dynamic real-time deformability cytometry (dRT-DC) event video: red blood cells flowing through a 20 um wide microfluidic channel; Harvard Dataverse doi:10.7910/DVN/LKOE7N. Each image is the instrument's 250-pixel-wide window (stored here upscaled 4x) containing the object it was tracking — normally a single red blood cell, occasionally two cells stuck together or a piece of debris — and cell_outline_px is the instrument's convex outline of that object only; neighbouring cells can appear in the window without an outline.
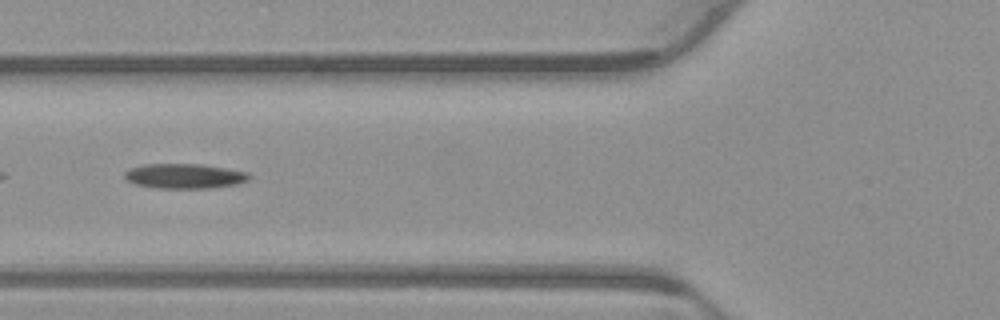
{"species": "common noctule bat (a hibernating species)", "species_latin": "Nyctalus noctula", "temperature_condition": "warm", "stored_images_in_passage": 31, "camera_frame_rate_fps": 3000, "um_per_image_px": 0.085, "animal": {"sex": "male", "body_mass_g": 23.1, "forearm_length_mm": 52.7}, "frame": {"image": 1, "passage_image": 5, "time_ms": 1.333, "image_size_px": [1000, 320], "cell_outline_px": [[252, 176], [248, 180], [236, 184], [212, 188], [156, 188], [136, 184], [128, 180], [124, 176], [124, 172], [128, 168], [144, 164], [200, 164], [248, 172]], "centroid_in_image_um": [15.67, 14.96], "position_along_channel_um": 110.1, "area_um2": 18.03}}
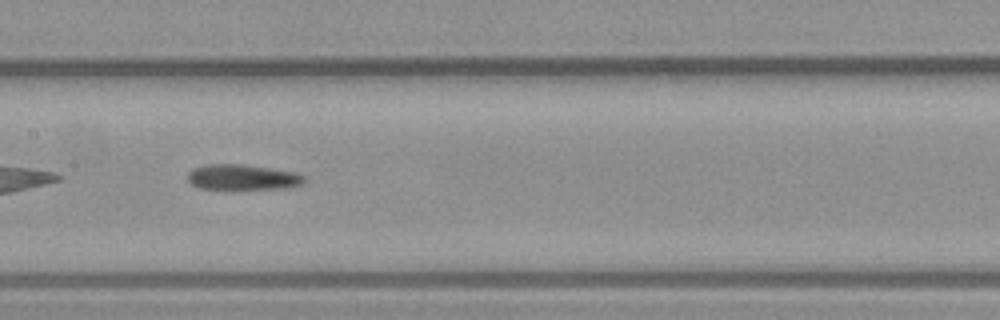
{"frame": {"image": 2, "passage_image": 11, "time_ms": 3.333, "image_size_px": [1000, 320], "cell_outline_px": [[308, 180], [304, 184], [288, 188], [240, 192], [200, 188], [192, 184], [188, 180], [188, 172], [192, 168], [204, 164], [240, 164], [296, 172], [304, 176]], "centroid_in_image_um": [20.64, 15.12], "position_along_channel_um": 186.8, "area_um2": 18.44}}
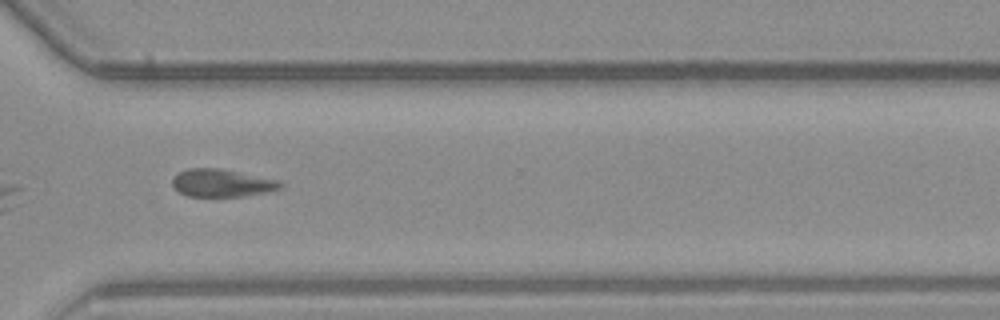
{"frame": {"image": 3, "passage_image": 24, "time_ms": 7.667, "image_size_px": [1000, 320], "cell_outline_px": [[284, 184], [280, 188], [264, 192], [244, 196], [188, 196], [180, 192], [172, 184], [172, 180], [180, 172], [188, 168], [224, 168], [280, 180]], "centroid_in_image_um": [18.9, 15.53], "position_along_channel_um": 351.7, "area_um2": 17.4}, "authors_computed_cell_mechanics": {"area_um2": 17.8602, "velocity_mm_per_s": 3.8158, "shape_relaxation_time_tau1_ms": null, "shape_relaxation_time_tau2_ms": 3.3021, "deformation_change_tau1": null, "deformation_change_tau2": 0.0938}}